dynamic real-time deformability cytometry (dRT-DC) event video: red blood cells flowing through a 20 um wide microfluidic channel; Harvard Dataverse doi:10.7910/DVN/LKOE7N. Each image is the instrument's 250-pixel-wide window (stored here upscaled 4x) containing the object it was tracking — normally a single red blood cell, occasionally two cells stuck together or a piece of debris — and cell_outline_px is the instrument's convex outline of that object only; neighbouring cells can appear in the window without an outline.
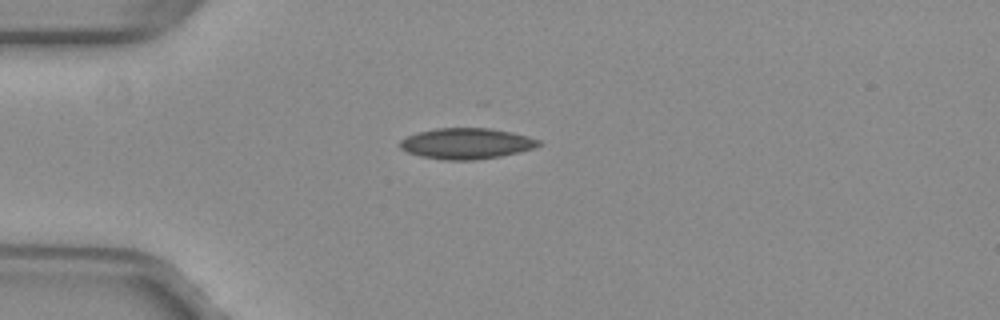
{"species": "common noctule bat (a hibernating species)", "species_latin": "Nyctalus noctula", "temperature_condition": "warm", "stored_images_in_passage": 39, "camera_frame_rate_fps": 3000, "um_per_image_px": 0.085, "animal": {"sex": "female", "body_mass_g": 29.2, "forearm_length_mm": 56.3}, "frame": {"image": 1, "passage_image": 1, "time_ms": 0.0, "image_size_px": [1000, 320], "cell_outline_px": [[544, 144], [532, 148], [500, 156], [476, 160], [444, 160], [420, 156], [408, 152], [400, 148], [400, 140], [416, 132], [436, 128], [488, 128], [512, 132], [528, 136], [540, 140]], "centroid_in_image_um": [39.64, 12.19], "position_along_channel_um": 45.4, "area_um2": 24.91}}
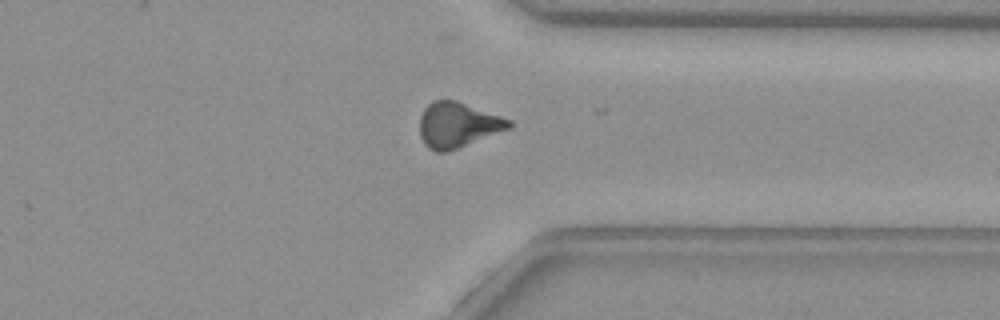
{"frame": {"image": 2, "passage_image": 27, "time_ms": 8.667, "image_size_px": [1000, 320], "cell_outline_px": [[512, 124], [508, 128], [448, 152], [436, 152], [428, 148], [424, 144], [420, 136], [420, 116], [424, 108], [432, 100], [456, 100], [512, 120]], "centroid_in_image_um": [38.86, 10.61], "position_along_channel_um": 372.5, "area_um2": 23.35}}
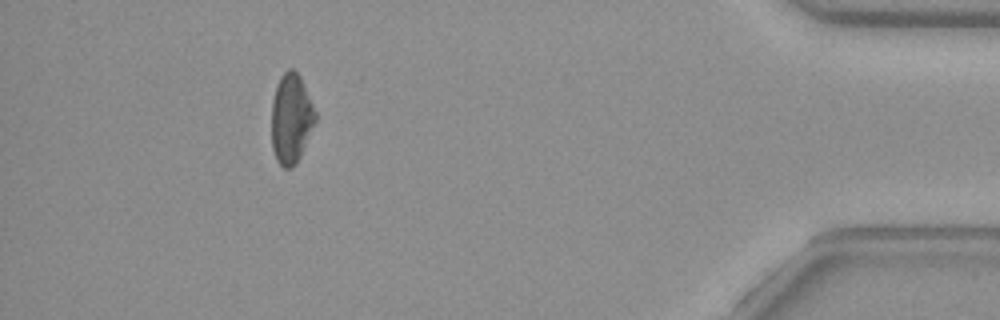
{"frame": {"image": 3, "passage_image": 34, "time_ms": 11.0, "image_size_px": [1000, 320], "cell_outline_px": [[316, 120], [300, 156], [296, 164], [292, 168], [284, 168], [276, 160], [272, 148], [272, 100], [280, 76], [288, 68], [292, 68], [300, 76], [316, 112]], "centroid_in_image_um": [24.74, 10.09], "position_along_channel_um": 410.5, "area_um2": 22.77}}